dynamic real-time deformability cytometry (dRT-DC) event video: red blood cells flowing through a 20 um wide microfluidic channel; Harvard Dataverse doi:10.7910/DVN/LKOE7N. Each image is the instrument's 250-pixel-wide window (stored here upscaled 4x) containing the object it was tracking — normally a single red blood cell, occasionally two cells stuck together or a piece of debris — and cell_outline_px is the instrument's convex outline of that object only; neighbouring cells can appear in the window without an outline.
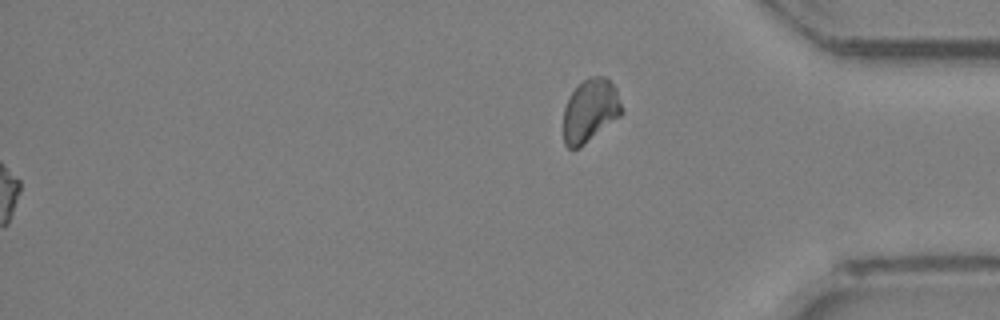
{"species": "Egyptian fruit bat (a non-hibernating species)", "species_latin": "Rousettus aegyptiacus", "temperature_condition": "room temperature", "stored_images_in_passage": 31, "segment_of_instrument_passage": [2, 2], "camera_frame_rate_fps": 3000, "um_per_image_px": 0.085, "animal": {"sex": "female"}, "frame": {"image": 1, "passage_image": 31, "time_ms": 10.0, "image_size_px": [1000, 320], "cell_outline_px": [[624, 112], [620, 116], [580, 148], [568, 148], [564, 144], [564, 108], [568, 96], [588, 76], [604, 76], [616, 88]], "centroid_in_image_um": [50.17, 9.4], "position_along_channel_um": 385.0, "area_um2": 21.44}}